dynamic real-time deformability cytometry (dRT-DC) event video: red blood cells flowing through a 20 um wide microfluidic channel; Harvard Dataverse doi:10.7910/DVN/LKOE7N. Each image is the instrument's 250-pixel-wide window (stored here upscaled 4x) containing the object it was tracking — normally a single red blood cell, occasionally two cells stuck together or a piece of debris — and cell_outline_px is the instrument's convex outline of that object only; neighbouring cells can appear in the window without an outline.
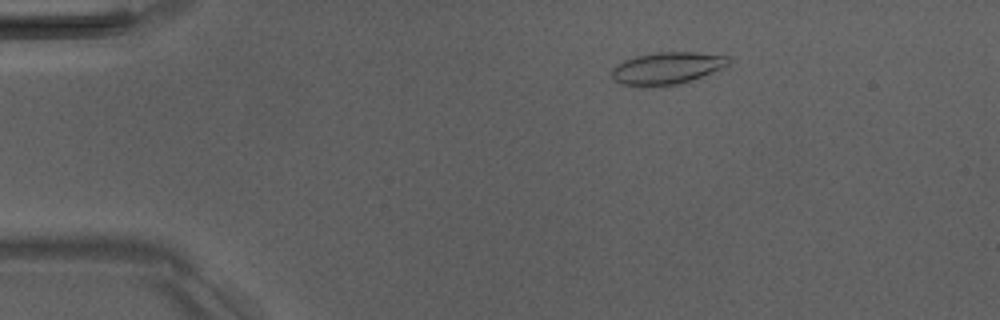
{"species": "Egyptian fruit bat (a non-hibernating species)", "species_latin": "Rousettus aegyptiacus", "temperature_condition": "room temperature", "stored_images_in_passage": 4, "camera_frame_rate_fps": 3000, "um_per_image_px": 0.085, "animal": {"sex": "male"}, "frame": {"image": 1, "passage_image": 2, "time_ms": 1.0, "image_size_px": [1000, 320], "cell_outline_px": [[732, 60], [728, 64], [720, 68], [700, 76], [676, 84], [620, 84], [612, 76], [612, 68], [616, 64], [624, 60], [636, 56], [656, 52], [696, 52], [728, 56]], "centroid_in_image_um": [56.69, 5.74], "position_along_channel_um": 28.3, "area_um2": 20.98}}